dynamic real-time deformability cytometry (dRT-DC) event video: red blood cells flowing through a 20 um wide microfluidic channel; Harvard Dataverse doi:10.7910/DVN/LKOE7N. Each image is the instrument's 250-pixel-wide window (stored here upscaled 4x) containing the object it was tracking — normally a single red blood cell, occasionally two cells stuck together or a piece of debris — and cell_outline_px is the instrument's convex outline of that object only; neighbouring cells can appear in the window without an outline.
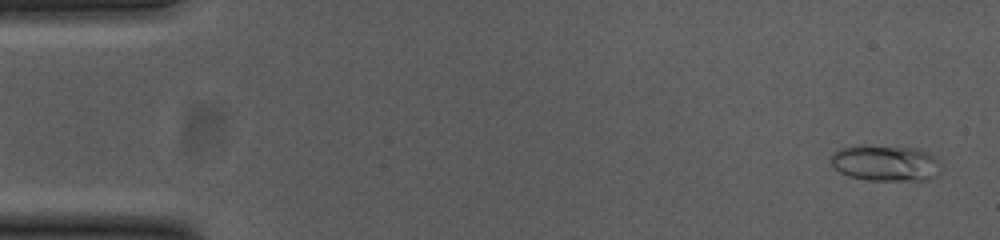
{"species": "common noctule bat (a hibernating species)", "species_latin": "Nyctalus noctula", "temperature_condition": "cold", "stored_images_in_passage": 53, "camera_frame_rate_fps": 3000, "um_per_image_px": 0.085, "animal": {"sex": "female", "body_mass_g": 23.0, "forearm_length_mm": 53.4}, "frame": {"image": 1, "passage_image": 2, "time_ms": 0.333, "image_size_px": [1000, 240], "cell_outline_px": [[940, 164], [936, 176], [928, 180], [868, 180], [848, 176], [840, 172], [832, 164], [832, 152], [840, 148], [852, 144], [864, 144], [920, 148], [936, 156]], "centroid_in_image_um": [75.26, 13.82], "position_along_channel_um": 9.7, "area_um2": 23.64}}
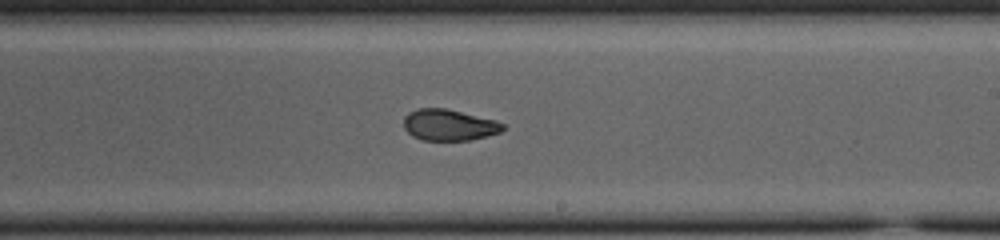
{"frame": {"image": 2, "passage_image": 31, "time_ms": 10.0, "image_size_px": [1000, 240], "cell_outline_px": [[504, 128], [500, 132], [488, 136], [472, 140], [424, 140], [412, 136], [404, 128], [404, 116], [408, 112], [416, 108], [444, 108], [496, 120], [504, 124]], "centroid_in_image_um": [38.15, 10.62], "position_along_channel_um": 250.8, "area_um2": 18.09}}
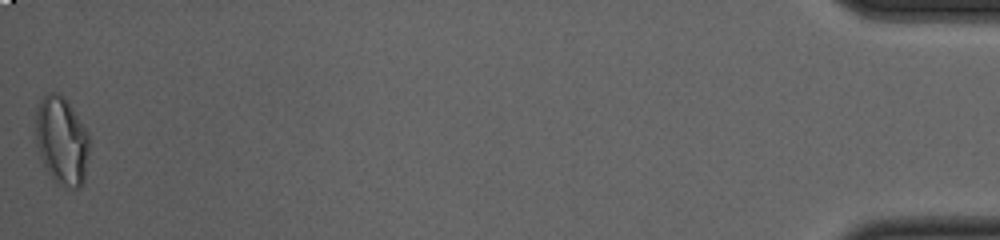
{"frame": {"image": 3, "passage_image": 53, "time_ms": 17.333, "image_size_px": [1000, 240], "cell_outline_px": [[88, 152], [84, 180], [80, 188], [64, 188], [56, 184], [40, 160], [36, 144], [36, 108], [40, 100], [48, 92], [56, 92], [64, 96], [84, 128], [88, 136]], "centroid_in_image_um": [5.21, 12.0], "position_along_channel_um": 430.0, "area_um2": 27.57}, "authors_computed_cell_mechanics": {"area_um2": 19.5942, "velocity_mm_per_s": 3.7939, "shape_relaxation_time_tau1_ms": null, "shape_relaxation_time_tau2_ms": 1.9951, "deformation_change_tau1": null, "deformation_change_tau2": 0.0728}}